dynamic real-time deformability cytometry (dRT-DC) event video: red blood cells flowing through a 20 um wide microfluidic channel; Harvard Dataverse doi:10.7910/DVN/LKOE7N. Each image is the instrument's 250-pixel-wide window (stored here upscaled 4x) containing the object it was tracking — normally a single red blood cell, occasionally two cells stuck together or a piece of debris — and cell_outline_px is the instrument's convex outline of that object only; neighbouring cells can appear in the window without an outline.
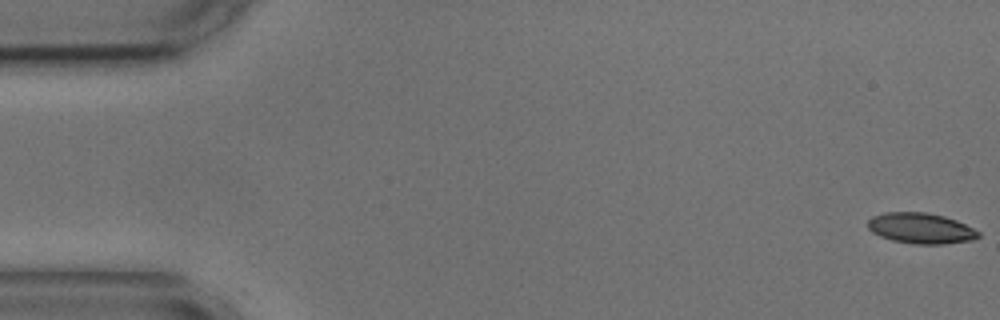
{"species": "common noctule bat (a hibernating species)", "species_latin": "Nyctalus noctula", "temperature_condition": "cold", "stored_images_in_passage": 55, "camera_frame_rate_fps": 3000, "um_per_image_px": 0.085, "animal": {"sex": "male", "body_mass_g": 17.9, "forearm_length_mm": 54.2}, "frame": {"image": 1, "passage_image": 1, "time_ms": 0.0, "image_size_px": [1000, 320], "cell_outline_px": [[980, 236], [972, 240], [944, 244], [912, 244], [892, 240], [880, 236], [872, 232], [868, 228], [868, 220], [872, 216], [884, 212], [924, 212], [944, 216], [956, 220], [980, 232]], "centroid_in_image_um": [78.25, 19.4], "position_along_channel_um": 6.8, "area_um2": 19.77}}
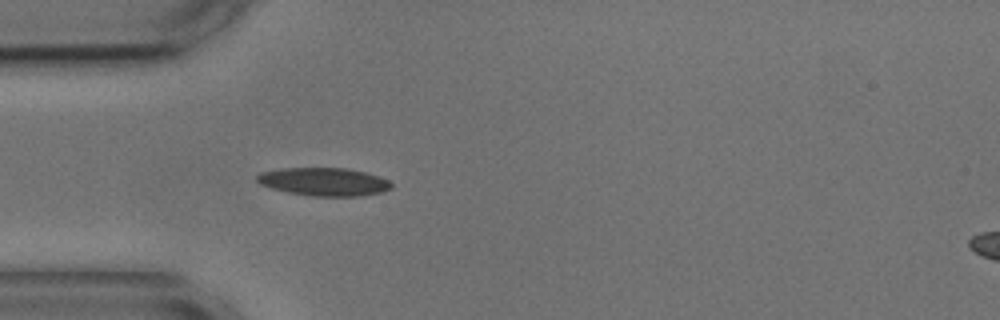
{"frame": {"image": 2, "passage_image": 16, "time_ms": 5.0, "image_size_px": [1000, 320], "cell_outline_px": [[392, 188], [380, 192], [360, 196], [312, 196], [288, 192], [272, 188], [260, 184], [256, 180], [256, 176], [260, 172], [280, 168], [344, 168], [364, 172], [388, 180], [392, 184]], "centroid_in_image_um": [27.49, 15.45], "position_along_channel_um": 57.5, "area_um2": 21.85}}
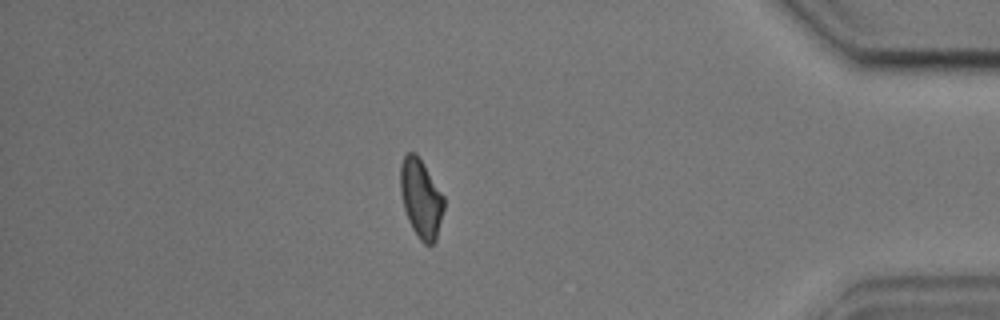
{"frame": {"image": 3, "passage_image": 48, "time_ms": 15.667, "image_size_px": [1000, 320], "cell_outline_px": [[444, 208], [436, 240], [432, 244], [424, 244], [420, 240], [412, 228], [408, 220], [404, 208], [400, 192], [400, 164], [404, 156], [408, 152], [416, 152], [444, 196]], "centroid_in_image_um": [35.77, 16.86], "position_along_channel_um": 399.4, "area_um2": 19.94}, "authors_computed_cell_mechanics": {"area_um2": 20.23, "velocity_mm_per_s": 3.592, "shape_relaxation_time_tau1_ms": 2.2913, "shape_relaxation_time_tau2_ms": 5.9277, "deformation_change_tau1": 0.133, "deformation_change_tau2": 0.1321}}